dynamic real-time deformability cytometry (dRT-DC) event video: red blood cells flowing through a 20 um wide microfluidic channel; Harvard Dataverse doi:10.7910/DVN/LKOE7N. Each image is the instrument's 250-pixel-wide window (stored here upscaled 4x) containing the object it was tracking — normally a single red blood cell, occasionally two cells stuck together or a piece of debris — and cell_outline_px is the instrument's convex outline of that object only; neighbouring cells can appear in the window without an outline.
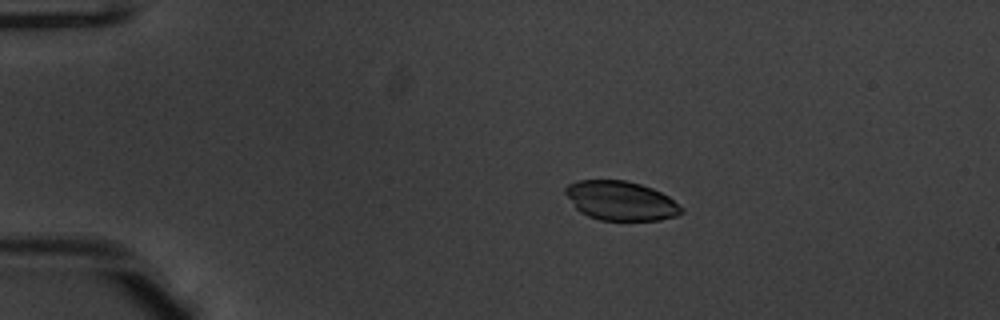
{"species": "common noctule bat (a hibernating species)", "species_latin": "Nyctalus noctula", "temperature_condition": "warm", "stored_images_in_passage": 52, "camera_frame_rate_fps": 3000, "um_per_image_px": 0.085, "animal": {"sex": "male", "body_mass_g": 20.1, "forearm_length_mm": 53.5}, "frame": {"image": 1, "passage_image": 11, "time_ms": 3.333, "image_size_px": [1000, 320], "cell_outline_px": [[684, 212], [676, 216], [660, 220], [600, 220], [588, 216], [580, 212], [576, 208], [564, 192], [564, 188], [568, 184], [576, 180], [624, 180], [640, 184], [652, 188], [668, 196], [684, 208]], "centroid_in_image_um": [52.77, 17.06], "position_along_channel_um": 32.2, "area_um2": 26.59}}
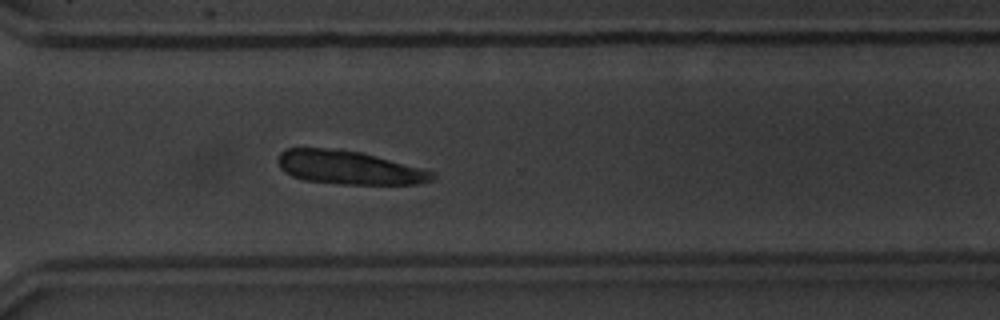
{"frame": {"image": 2, "passage_image": 39, "time_ms": 12.667, "image_size_px": [1000, 320], "cell_outline_px": [[436, 176], [432, 180], [420, 184], [340, 184], [304, 180], [292, 176], [284, 172], [280, 168], [280, 152], [288, 148], [324, 148], [360, 152], [428, 168], [436, 172]], "centroid_in_image_um": [29.77, 14.25], "position_along_channel_um": 340.8, "area_um2": 30.4}}
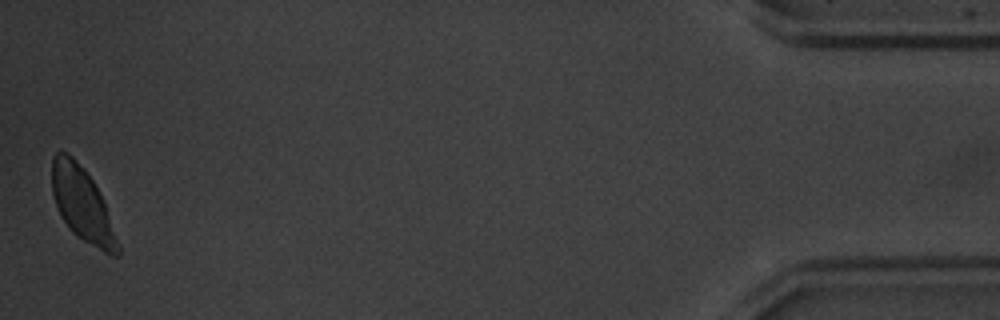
{"frame": {"image": 3, "passage_image": 52, "time_ms": 17.0, "image_size_px": [1000, 320], "cell_outline_px": [[120, 256], [112, 256], [104, 252], [76, 236], [68, 228], [60, 216], [52, 192], [52, 156], [60, 148], [68, 152], [72, 156], [92, 180], [104, 204], [120, 244]], "centroid_in_image_um": [6.96, 17.38], "position_along_channel_um": 428.2, "area_um2": 28.15}}